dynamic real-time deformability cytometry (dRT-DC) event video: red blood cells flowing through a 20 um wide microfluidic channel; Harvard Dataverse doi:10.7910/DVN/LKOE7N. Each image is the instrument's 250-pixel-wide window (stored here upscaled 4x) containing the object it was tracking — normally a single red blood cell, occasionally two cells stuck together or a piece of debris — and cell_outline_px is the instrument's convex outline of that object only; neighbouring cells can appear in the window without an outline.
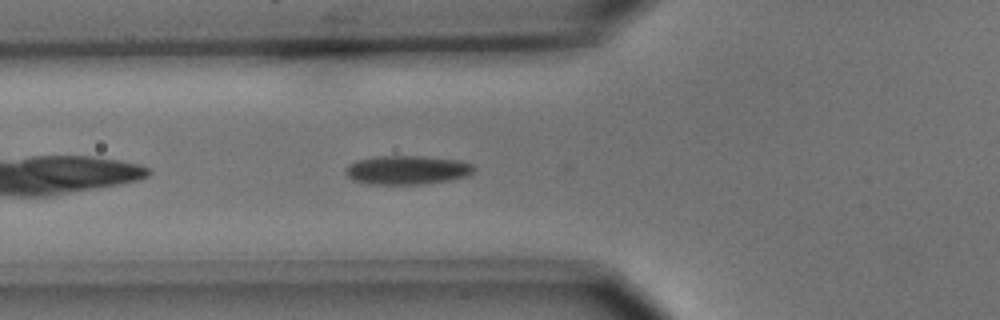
{"species": "common noctule bat (a hibernating species)", "species_latin": "Nyctalus noctula", "temperature_condition": "cold", "stored_images_in_passage": 31, "camera_frame_rate_fps": 3000, "um_per_image_px": 0.085, "animal": {"sex": "male", "body_mass_g": 15.6}, "frame": {"image": 1, "passage_image": 5, "time_ms": 1.333, "image_size_px": [1000, 320], "cell_outline_px": [[476, 168], [472, 172], [464, 176], [448, 180], [424, 184], [368, 184], [352, 180], [348, 176], [348, 164], [360, 160], [376, 156], [420, 156], [456, 160], [472, 164]], "centroid_in_image_um": [34.6, 14.45], "position_along_channel_um": 91.2, "area_um2": 21.21}}
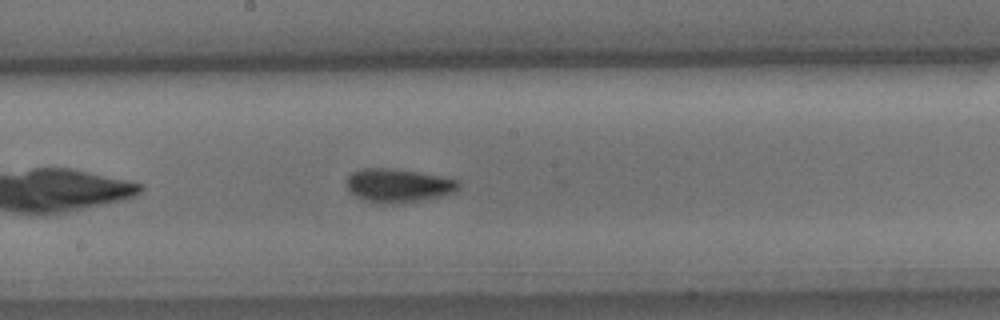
{"frame": {"image": 2, "passage_image": 15, "time_ms": 4.667, "image_size_px": [1000, 320], "cell_outline_px": [[460, 188], [452, 192], [440, 196], [420, 200], [396, 204], [380, 204], [356, 196], [348, 188], [348, 176], [352, 172], [364, 168], [388, 168], [416, 172], [440, 176], [460, 180]], "centroid_in_image_um": [33.87, 15.77], "position_along_channel_um": 214.3, "area_um2": 21.62}}
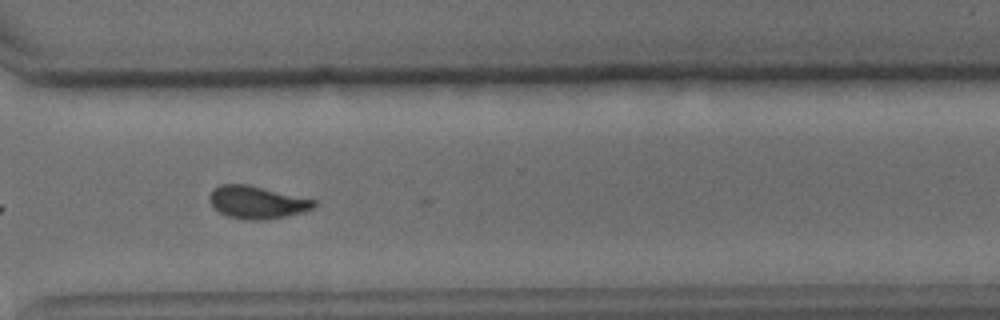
{"frame": {"image": 3, "passage_image": 26, "time_ms": 8.333, "image_size_px": [1000, 320], "cell_outline_px": [[316, 204], [312, 208], [304, 212], [288, 216], [268, 220], [244, 220], [228, 216], [220, 212], [212, 204], [208, 196], [220, 184], [248, 184], [316, 200]], "centroid_in_image_um": [21.87, 17.21], "position_along_channel_um": 348.7, "area_um2": 19.83}, "authors_computed_cell_mechanics": {"area_um2": 20.808, "velocity_mm_per_s": 3.67, "shape_relaxation_time_tau1_ms": 2.6571, "shape_relaxation_time_tau2_ms": 2.4426, "deformation_change_tau1": 0.1347, "deformation_change_tau2": 0.0772}}